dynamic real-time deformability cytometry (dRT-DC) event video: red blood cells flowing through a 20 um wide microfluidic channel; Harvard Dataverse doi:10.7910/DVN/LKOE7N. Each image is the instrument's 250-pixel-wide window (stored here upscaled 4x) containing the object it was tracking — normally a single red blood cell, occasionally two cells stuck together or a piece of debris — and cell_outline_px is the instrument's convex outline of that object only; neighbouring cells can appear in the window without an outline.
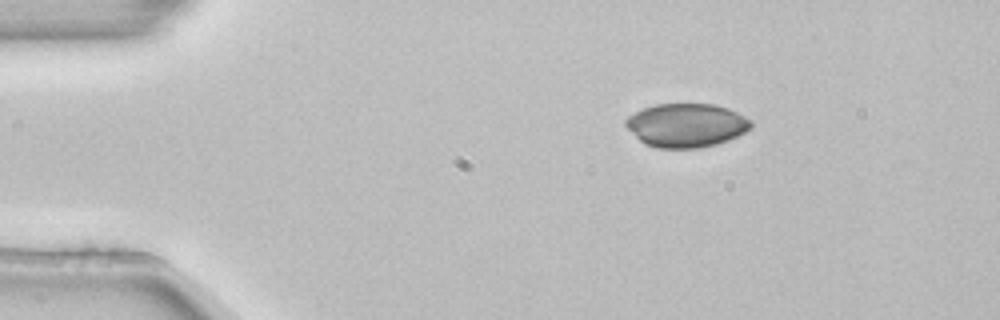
{"species": "common noctule bat (a hibernating species)", "species_latin": "Nyctalus noctula", "temperature_condition": "room temperature", "stored_images_in_passage": 2, "camera_frame_rate_fps": 3000, "um_per_image_px": 0.085, "animal": {"sex": "female", "body_mass_g": 22.7, "forearm_length_mm": 54.2}, "frame": {"image": 1, "passage_image": 1, "time_ms": 0.0, "image_size_px": [1000, 320], "cell_outline_px": [[752, 128], [728, 140], [716, 144], [696, 148], [656, 148], [644, 144], [624, 124], [624, 120], [628, 116], [644, 108], [656, 104], [712, 104], [728, 108], [752, 120]], "centroid_in_image_um": [58.33, 10.65], "position_along_channel_um": 26.7, "area_um2": 31.79}}